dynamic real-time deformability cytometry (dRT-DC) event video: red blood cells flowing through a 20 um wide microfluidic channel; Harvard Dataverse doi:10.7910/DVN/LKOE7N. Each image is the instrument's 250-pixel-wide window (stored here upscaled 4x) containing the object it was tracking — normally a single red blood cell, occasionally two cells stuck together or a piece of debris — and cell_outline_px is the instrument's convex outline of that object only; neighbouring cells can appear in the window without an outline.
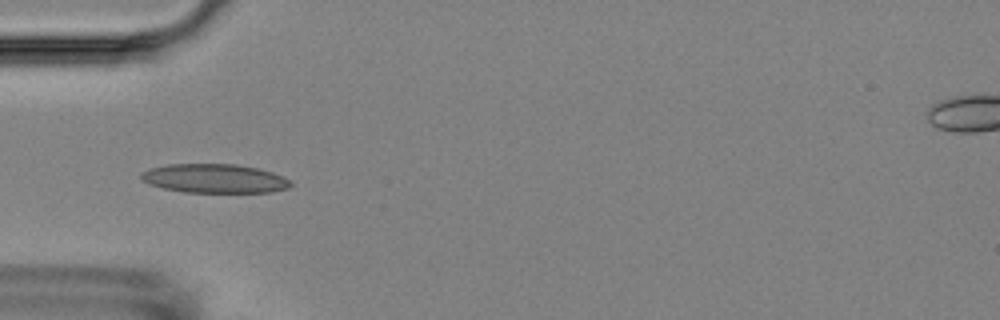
{"species": "Egyptian fruit bat (a non-hibernating species)", "species_latin": "Rousettus aegyptiacus", "temperature_condition": "room temperature", "stored_images_in_passage": 11, "camera_frame_rate_fps": 3000, "um_per_image_px": 0.085, "animal": {"sex": "female"}, "frame": {"image": 1, "passage_image": 1, "time_ms": 0.0, "image_size_px": [1000, 320], "cell_outline_px": [[292, 184], [288, 188], [272, 192], [184, 192], [164, 188], [148, 184], [140, 180], [140, 172], [148, 168], [168, 164], [236, 164], [256, 168], [272, 172], [288, 180]], "centroid_in_image_um": [18.16, 15.17], "position_along_channel_um": 66.8, "area_um2": 25.26}}
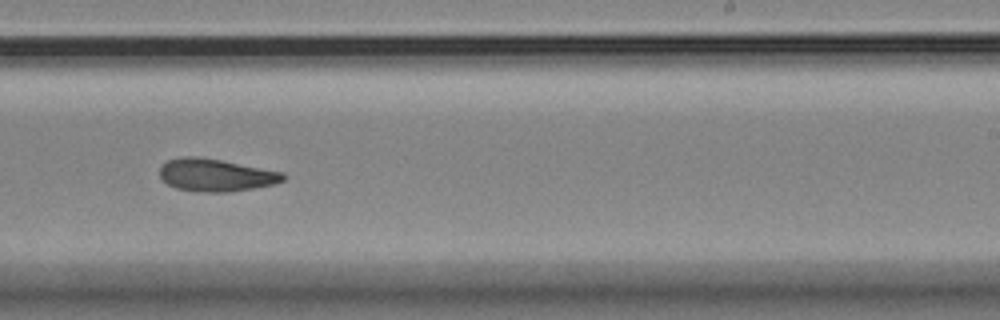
{"frame": {"image": 2, "passage_image": 6, "time_ms": 5.667, "image_size_px": [1000, 320], "cell_outline_px": [[288, 176], [284, 180], [276, 184], [228, 192], [192, 192], [176, 188], [160, 180], [160, 168], [168, 160], [180, 156], [196, 156], [220, 160], [284, 172]], "centroid_in_image_um": [18.34, 14.89], "position_along_channel_um": 270.7, "area_um2": 23.64}}
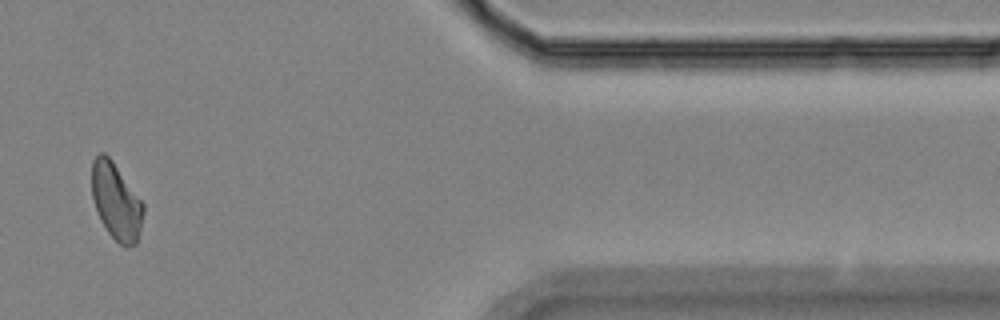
{"frame": {"image": 3, "passage_image": 10, "time_ms": 10.333, "image_size_px": [1000, 320], "cell_outline_px": [[144, 212], [136, 244], [128, 248], [124, 248], [108, 232], [100, 220], [92, 196], [92, 160], [100, 152], [104, 152], [112, 160], [144, 204]], "centroid_in_image_um": [9.87, 17.13], "position_along_channel_um": 401.5, "area_um2": 22.89}, "authors_computed_cell_mechanics": {"area_um2": 23.5246, "velocity_mm_per_s": 3.6023, "shape_relaxation_time_tau1_ms": 4.9596, "shape_relaxation_time_tau2_ms": 3.8131, "deformation_change_tau1": 0.1077, "deformation_change_tau2": 0.0982}}